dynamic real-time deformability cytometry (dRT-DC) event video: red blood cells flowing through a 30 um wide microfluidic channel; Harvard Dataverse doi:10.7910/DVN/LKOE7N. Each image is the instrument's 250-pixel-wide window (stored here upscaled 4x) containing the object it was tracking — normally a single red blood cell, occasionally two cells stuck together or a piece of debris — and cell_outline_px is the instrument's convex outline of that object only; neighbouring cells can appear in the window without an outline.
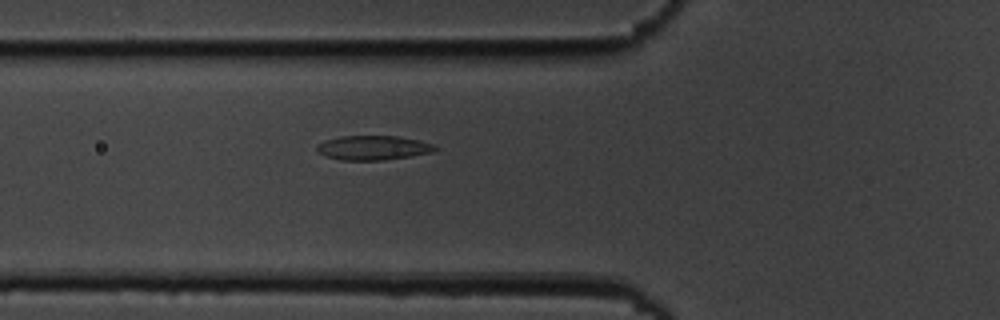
{"species": "common noctule bat (a hibernating species)", "species_latin": "Nyctalus noctula", "temperature_condition": "cold", "stored_images_in_passage": 6, "camera_frame_rate_fps": 3000, "um_per_image_px": 0.085, "animal": {"sex": "male", "body_mass_g": 19.5, "forearm_length_mm": 54.6}, "frame": {"image": 1, "passage_image": 6, "time_ms": 6.333, "image_size_px": [1000, 320], "cell_outline_px": [[440, 148], [432, 152], [412, 156], [384, 160], [340, 160], [324, 156], [316, 148], [316, 144], [324, 140], [340, 136], [396, 136], [420, 140], [436, 144]], "centroid_in_image_um": [31.74, 12.56], "position_along_channel_um": 94.1, "area_um2": 17.05}}